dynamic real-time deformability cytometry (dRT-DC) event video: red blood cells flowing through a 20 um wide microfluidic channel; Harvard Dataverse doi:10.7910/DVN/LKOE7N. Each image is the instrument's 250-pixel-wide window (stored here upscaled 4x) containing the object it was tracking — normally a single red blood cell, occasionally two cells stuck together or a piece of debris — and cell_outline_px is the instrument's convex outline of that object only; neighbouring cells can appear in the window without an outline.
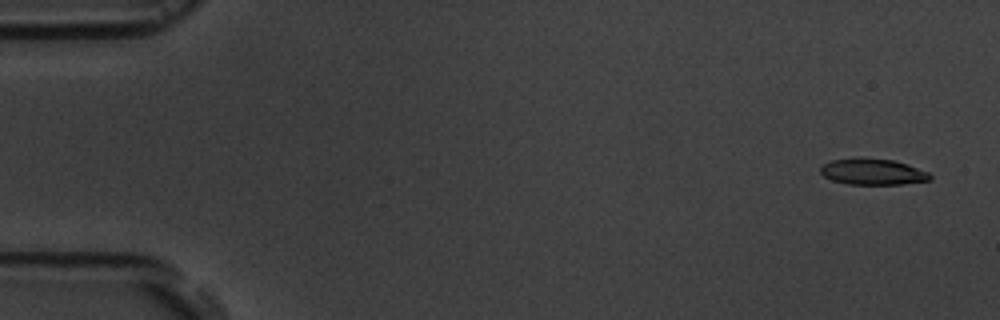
{"species": "common noctule bat (a hibernating species)", "species_latin": "Nyctalus noctula", "temperature_condition": "room temperature", "stored_images_in_passage": 5, "camera_frame_rate_fps": 3000, "um_per_image_px": 0.085, "animal": {"sex": "male", "body_mass_g": 19.5, "forearm_length_mm": 54.6}, "frame": {"image": 1, "passage_image": 1, "time_ms": 0.0, "image_size_px": [1000, 320], "cell_outline_px": [[932, 180], [900, 184], [848, 184], [832, 180], [824, 176], [820, 172], [820, 168], [824, 164], [832, 160], [860, 156], [892, 160], [908, 164], [928, 172], [932, 176]], "centroid_in_image_um": [74.18, 14.58], "position_along_channel_um": 10.8, "area_um2": 16.88}}
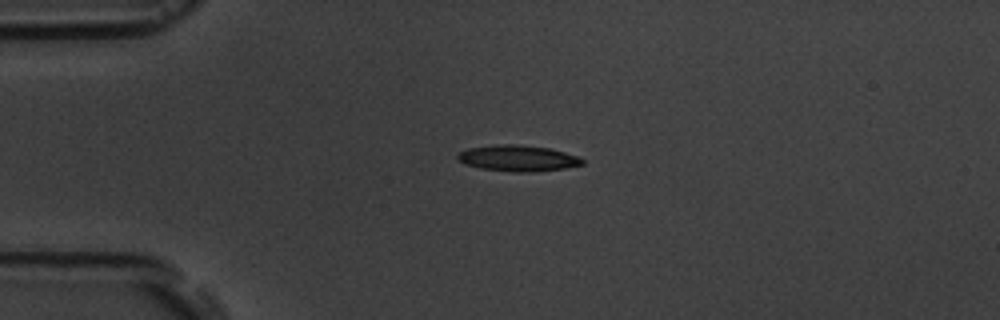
{"frame": {"image": 2, "passage_image": 4, "time_ms": 3.667, "image_size_px": [1000, 320], "cell_outline_px": [[584, 164], [564, 168], [532, 172], [512, 172], [480, 168], [464, 164], [456, 160], [456, 156], [460, 152], [468, 148], [496, 144], [516, 144], [552, 148], [576, 156], [584, 160]], "centroid_in_image_um": [43.98, 13.44], "position_along_channel_um": 41.0, "area_um2": 19.07}}